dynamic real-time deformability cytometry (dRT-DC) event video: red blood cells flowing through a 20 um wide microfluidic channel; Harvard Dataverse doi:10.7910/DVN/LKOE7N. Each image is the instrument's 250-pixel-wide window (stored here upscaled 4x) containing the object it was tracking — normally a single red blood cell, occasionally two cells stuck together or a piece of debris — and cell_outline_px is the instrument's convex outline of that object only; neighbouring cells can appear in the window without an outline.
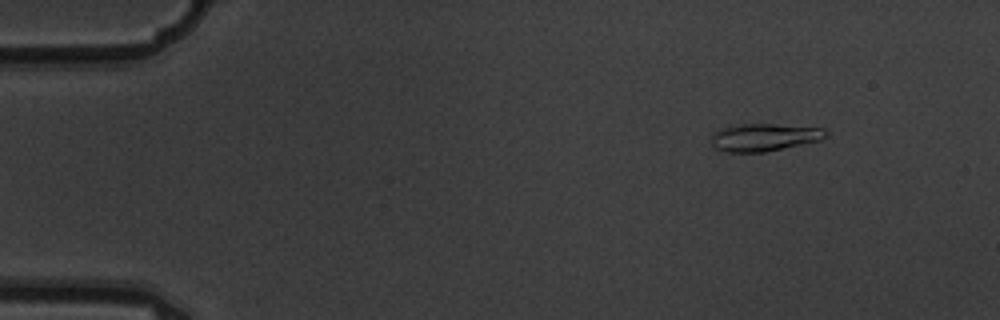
{"species": "common noctule bat (a hibernating species)", "species_latin": "Nyctalus noctula", "temperature_condition": "warm", "stored_images_in_passage": 5, "camera_frame_rate_fps": 3000, "um_per_image_px": 0.085, "animal": {"sex": "male", "body_mass_g": 19.5, "forearm_length_mm": 54.6}, "frame": {"image": 1, "passage_image": 2, "time_ms": 0.333, "image_size_px": [1000, 320], "cell_outline_px": [[828, 136], [820, 140], [764, 152], [728, 152], [716, 148], [712, 144], [712, 132], [720, 128], [740, 124], [776, 124], [824, 128], [828, 132]], "centroid_in_image_um": [64.96, 11.66], "position_along_channel_um": 20.0, "area_um2": 18.38}}
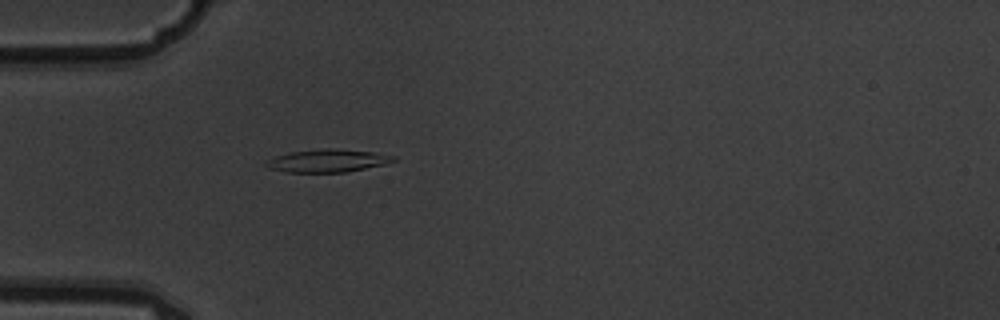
{"frame": {"image": 2, "passage_image": 5, "time_ms": 1.333, "image_size_px": [1000, 320], "cell_outline_px": [[396, 160], [384, 164], [344, 172], [288, 172], [268, 168], [264, 164], [268, 160], [276, 156], [292, 152], [328, 148], [336, 148], [372, 152], [396, 156]], "centroid_in_image_um": [27.85, 13.66], "position_along_channel_um": 57.2, "area_um2": 16.65}}